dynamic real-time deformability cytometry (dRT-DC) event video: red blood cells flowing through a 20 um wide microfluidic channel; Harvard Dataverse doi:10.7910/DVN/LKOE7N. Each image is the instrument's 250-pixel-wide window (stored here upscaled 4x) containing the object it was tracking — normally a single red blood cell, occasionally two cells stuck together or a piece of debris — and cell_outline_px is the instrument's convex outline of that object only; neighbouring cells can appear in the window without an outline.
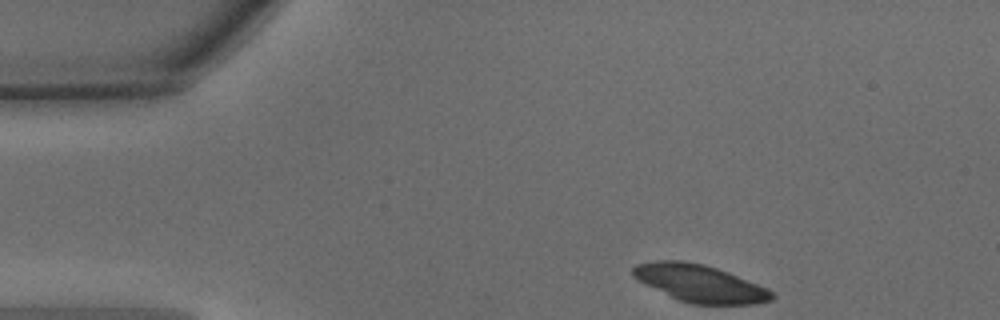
{"species": "common noctule bat (a hibernating species)", "species_latin": "Nyctalus noctula", "temperature_condition": "warm", "stored_images_in_passage": 12, "camera_frame_rate_fps": 3000, "um_per_image_px": 0.085, "animal": {"sex": "male", "body_mass_g": 15.6}, "frame": {"image": 1, "passage_image": 1, "time_ms": 0.0, "image_size_px": [1000, 320], "cell_outline_px": [[776, 296], [772, 300], [756, 304], [692, 304], [680, 300], [632, 276], [632, 268], [636, 264], [656, 260], [684, 260], [704, 264], [728, 272], [768, 288]], "centroid_in_image_um": [59.54, 24.07], "position_along_channel_um": 25.5, "area_um2": 29.88}}
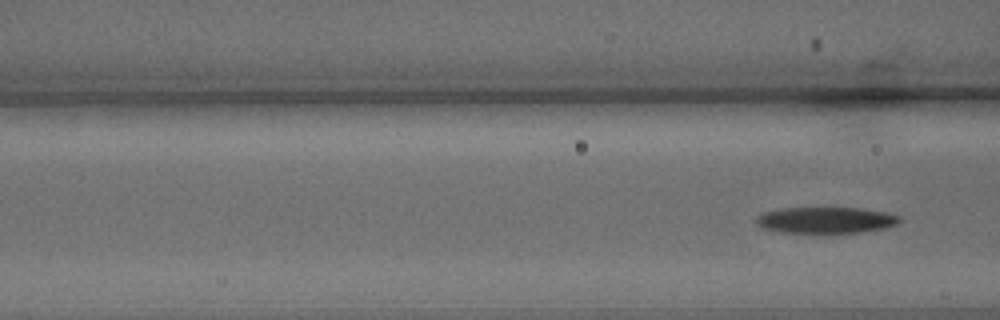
{"frame": {"image": 2, "passage_image": 12, "time_ms": 3.667, "image_size_px": [1000, 320], "cell_outline_px": [[900, 220], [896, 224], [884, 228], [856, 232], [780, 232], [760, 228], [756, 224], [756, 216], [764, 212], [784, 208], [864, 208], [884, 212], [900, 216]], "centroid_in_image_um": [70.14, 18.7], "position_along_channel_um": 96.5, "area_um2": 21.68}}